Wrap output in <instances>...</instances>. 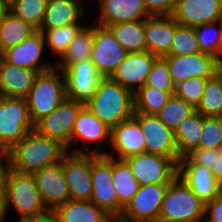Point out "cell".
Instances as JSON below:
<instances>
[{
    "label": "cell",
    "instance_id": "1",
    "mask_svg": "<svg viewBox=\"0 0 222 222\" xmlns=\"http://www.w3.org/2000/svg\"><path fill=\"white\" fill-rule=\"evenodd\" d=\"M67 153L59 140L30 131L10 150L9 167L16 172L33 174L44 166L58 163Z\"/></svg>",
    "mask_w": 222,
    "mask_h": 222
},
{
    "label": "cell",
    "instance_id": "2",
    "mask_svg": "<svg viewBox=\"0 0 222 222\" xmlns=\"http://www.w3.org/2000/svg\"><path fill=\"white\" fill-rule=\"evenodd\" d=\"M85 106L110 130L134 115V94L111 77H103Z\"/></svg>",
    "mask_w": 222,
    "mask_h": 222
},
{
    "label": "cell",
    "instance_id": "3",
    "mask_svg": "<svg viewBox=\"0 0 222 222\" xmlns=\"http://www.w3.org/2000/svg\"><path fill=\"white\" fill-rule=\"evenodd\" d=\"M11 206L19 214V220H32L49 212L42 202L34 175L6 166V214Z\"/></svg>",
    "mask_w": 222,
    "mask_h": 222
},
{
    "label": "cell",
    "instance_id": "4",
    "mask_svg": "<svg viewBox=\"0 0 222 222\" xmlns=\"http://www.w3.org/2000/svg\"><path fill=\"white\" fill-rule=\"evenodd\" d=\"M205 204L177 176L167 187L158 222H204Z\"/></svg>",
    "mask_w": 222,
    "mask_h": 222
},
{
    "label": "cell",
    "instance_id": "5",
    "mask_svg": "<svg viewBox=\"0 0 222 222\" xmlns=\"http://www.w3.org/2000/svg\"><path fill=\"white\" fill-rule=\"evenodd\" d=\"M60 72L54 68L39 73L25 98L34 124L54 111L66 98L65 77Z\"/></svg>",
    "mask_w": 222,
    "mask_h": 222
},
{
    "label": "cell",
    "instance_id": "6",
    "mask_svg": "<svg viewBox=\"0 0 222 222\" xmlns=\"http://www.w3.org/2000/svg\"><path fill=\"white\" fill-rule=\"evenodd\" d=\"M84 151L73 148L67 152L61 162L63 172L68 184L70 200L90 201L93 185L91 175V153L106 155L108 151Z\"/></svg>",
    "mask_w": 222,
    "mask_h": 222
},
{
    "label": "cell",
    "instance_id": "7",
    "mask_svg": "<svg viewBox=\"0 0 222 222\" xmlns=\"http://www.w3.org/2000/svg\"><path fill=\"white\" fill-rule=\"evenodd\" d=\"M34 123L25 98H0V138L11 150L30 131Z\"/></svg>",
    "mask_w": 222,
    "mask_h": 222
},
{
    "label": "cell",
    "instance_id": "8",
    "mask_svg": "<svg viewBox=\"0 0 222 222\" xmlns=\"http://www.w3.org/2000/svg\"><path fill=\"white\" fill-rule=\"evenodd\" d=\"M91 175L93 191L90 201L110 216H121L124 207L113 186L112 158L91 153Z\"/></svg>",
    "mask_w": 222,
    "mask_h": 222
},
{
    "label": "cell",
    "instance_id": "9",
    "mask_svg": "<svg viewBox=\"0 0 222 222\" xmlns=\"http://www.w3.org/2000/svg\"><path fill=\"white\" fill-rule=\"evenodd\" d=\"M123 161L140 185L170 184L178 175V158L145 152Z\"/></svg>",
    "mask_w": 222,
    "mask_h": 222
},
{
    "label": "cell",
    "instance_id": "10",
    "mask_svg": "<svg viewBox=\"0 0 222 222\" xmlns=\"http://www.w3.org/2000/svg\"><path fill=\"white\" fill-rule=\"evenodd\" d=\"M83 106L80 102L65 98L54 111L34 124V130L42 136L59 140L67 147L72 137L76 116Z\"/></svg>",
    "mask_w": 222,
    "mask_h": 222
},
{
    "label": "cell",
    "instance_id": "11",
    "mask_svg": "<svg viewBox=\"0 0 222 222\" xmlns=\"http://www.w3.org/2000/svg\"><path fill=\"white\" fill-rule=\"evenodd\" d=\"M95 25L93 26L94 45L90 61L103 77H111L128 52L117 42L107 27Z\"/></svg>",
    "mask_w": 222,
    "mask_h": 222
},
{
    "label": "cell",
    "instance_id": "12",
    "mask_svg": "<svg viewBox=\"0 0 222 222\" xmlns=\"http://www.w3.org/2000/svg\"><path fill=\"white\" fill-rule=\"evenodd\" d=\"M57 70L62 71L65 77L66 98L84 105L94 95L103 78L90 59Z\"/></svg>",
    "mask_w": 222,
    "mask_h": 222
},
{
    "label": "cell",
    "instance_id": "13",
    "mask_svg": "<svg viewBox=\"0 0 222 222\" xmlns=\"http://www.w3.org/2000/svg\"><path fill=\"white\" fill-rule=\"evenodd\" d=\"M133 119L144 134L147 153L178 158L175 133L157 115L134 113Z\"/></svg>",
    "mask_w": 222,
    "mask_h": 222
},
{
    "label": "cell",
    "instance_id": "14",
    "mask_svg": "<svg viewBox=\"0 0 222 222\" xmlns=\"http://www.w3.org/2000/svg\"><path fill=\"white\" fill-rule=\"evenodd\" d=\"M169 184L140 185L121 217L130 222H158L162 201Z\"/></svg>",
    "mask_w": 222,
    "mask_h": 222
},
{
    "label": "cell",
    "instance_id": "15",
    "mask_svg": "<svg viewBox=\"0 0 222 222\" xmlns=\"http://www.w3.org/2000/svg\"><path fill=\"white\" fill-rule=\"evenodd\" d=\"M162 58L167 62L175 86L191 77L211 78L220 69L218 59L204 52L186 56L166 55Z\"/></svg>",
    "mask_w": 222,
    "mask_h": 222
},
{
    "label": "cell",
    "instance_id": "16",
    "mask_svg": "<svg viewBox=\"0 0 222 222\" xmlns=\"http://www.w3.org/2000/svg\"><path fill=\"white\" fill-rule=\"evenodd\" d=\"M42 202L48 211H54L70 200L62 162L44 166L33 173Z\"/></svg>",
    "mask_w": 222,
    "mask_h": 222
},
{
    "label": "cell",
    "instance_id": "17",
    "mask_svg": "<svg viewBox=\"0 0 222 222\" xmlns=\"http://www.w3.org/2000/svg\"><path fill=\"white\" fill-rule=\"evenodd\" d=\"M45 47L43 33L36 30L24 39L22 43L5 50L2 54V59L15 66L43 73L55 68L51 63L45 64V62H43V64H41L40 58H42L41 56L44 53Z\"/></svg>",
    "mask_w": 222,
    "mask_h": 222
},
{
    "label": "cell",
    "instance_id": "18",
    "mask_svg": "<svg viewBox=\"0 0 222 222\" xmlns=\"http://www.w3.org/2000/svg\"><path fill=\"white\" fill-rule=\"evenodd\" d=\"M157 58L148 51L128 53L111 78L134 94L145 85Z\"/></svg>",
    "mask_w": 222,
    "mask_h": 222
},
{
    "label": "cell",
    "instance_id": "19",
    "mask_svg": "<svg viewBox=\"0 0 222 222\" xmlns=\"http://www.w3.org/2000/svg\"><path fill=\"white\" fill-rule=\"evenodd\" d=\"M172 17L182 26L195 27L222 20V0H176Z\"/></svg>",
    "mask_w": 222,
    "mask_h": 222
},
{
    "label": "cell",
    "instance_id": "20",
    "mask_svg": "<svg viewBox=\"0 0 222 222\" xmlns=\"http://www.w3.org/2000/svg\"><path fill=\"white\" fill-rule=\"evenodd\" d=\"M100 15L97 24H120L132 21H142L150 15L146 10L144 0H98Z\"/></svg>",
    "mask_w": 222,
    "mask_h": 222
},
{
    "label": "cell",
    "instance_id": "21",
    "mask_svg": "<svg viewBox=\"0 0 222 222\" xmlns=\"http://www.w3.org/2000/svg\"><path fill=\"white\" fill-rule=\"evenodd\" d=\"M180 24L172 16H149L145 19L146 51L164 57L169 54L176 28Z\"/></svg>",
    "mask_w": 222,
    "mask_h": 222
},
{
    "label": "cell",
    "instance_id": "22",
    "mask_svg": "<svg viewBox=\"0 0 222 222\" xmlns=\"http://www.w3.org/2000/svg\"><path fill=\"white\" fill-rule=\"evenodd\" d=\"M206 205L222 192V185L212 175V170L195 164H178L177 175Z\"/></svg>",
    "mask_w": 222,
    "mask_h": 222
},
{
    "label": "cell",
    "instance_id": "23",
    "mask_svg": "<svg viewBox=\"0 0 222 222\" xmlns=\"http://www.w3.org/2000/svg\"><path fill=\"white\" fill-rule=\"evenodd\" d=\"M110 143L117 153L118 160L146 152L144 134L133 118L111 130Z\"/></svg>",
    "mask_w": 222,
    "mask_h": 222
},
{
    "label": "cell",
    "instance_id": "24",
    "mask_svg": "<svg viewBox=\"0 0 222 222\" xmlns=\"http://www.w3.org/2000/svg\"><path fill=\"white\" fill-rule=\"evenodd\" d=\"M39 72L0 62V93L3 97L26 98Z\"/></svg>",
    "mask_w": 222,
    "mask_h": 222
},
{
    "label": "cell",
    "instance_id": "25",
    "mask_svg": "<svg viewBox=\"0 0 222 222\" xmlns=\"http://www.w3.org/2000/svg\"><path fill=\"white\" fill-rule=\"evenodd\" d=\"M84 6L81 0H48L38 30H52L71 23H81L80 20L85 15Z\"/></svg>",
    "mask_w": 222,
    "mask_h": 222
},
{
    "label": "cell",
    "instance_id": "26",
    "mask_svg": "<svg viewBox=\"0 0 222 222\" xmlns=\"http://www.w3.org/2000/svg\"><path fill=\"white\" fill-rule=\"evenodd\" d=\"M111 130L106 127L85 105L79 110L73 127L72 137L69 145L66 147L69 152L73 144L79 140L86 144L96 142L101 145L109 140ZM105 141V142H104Z\"/></svg>",
    "mask_w": 222,
    "mask_h": 222
},
{
    "label": "cell",
    "instance_id": "27",
    "mask_svg": "<svg viewBox=\"0 0 222 222\" xmlns=\"http://www.w3.org/2000/svg\"><path fill=\"white\" fill-rule=\"evenodd\" d=\"M60 222H105L108 215L91 201L68 200L54 211Z\"/></svg>",
    "mask_w": 222,
    "mask_h": 222
},
{
    "label": "cell",
    "instance_id": "28",
    "mask_svg": "<svg viewBox=\"0 0 222 222\" xmlns=\"http://www.w3.org/2000/svg\"><path fill=\"white\" fill-rule=\"evenodd\" d=\"M202 132V114L195 111L184 119L175 130V140L178 160L185 157L192 150L199 148Z\"/></svg>",
    "mask_w": 222,
    "mask_h": 222
},
{
    "label": "cell",
    "instance_id": "29",
    "mask_svg": "<svg viewBox=\"0 0 222 222\" xmlns=\"http://www.w3.org/2000/svg\"><path fill=\"white\" fill-rule=\"evenodd\" d=\"M112 158V180L119 203L125 208L137 193L140 184L123 160L114 158V154L107 153Z\"/></svg>",
    "mask_w": 222,
    "mask_h": 222
},
{
    "label": "cell",
    "instance_id": "30",
    "mask_svg": "<svg viewBox=\"0 0 222 222\" xmlns=\"http://www.w3.org/2000/svg\"><path fill=\"white\" fill-rule=\"evenodd\" d=\"M107 28L128 53L146 51L145 20L108 25Z\"/></svg>",
    "mask_w": 222,
    "mask_h": 222
},
{
    "label": "cell",
    "instance_id": "31",
    "mask_svg": "<svg viewBox=\"0 0 222 222\" xmlns=\"http://www.w3.org/2000/svg\"><path fill=\"white\" fill-rule=\"evenodd\" d=\"M36 31L30 24L20 18L15 17L8 10L3 15L0 22V50L14 47Z\"/></svg>",
    "mask_w": 222,
    "mask_h": 222
},
{
    "label": "cell",
    "instance_id": "32",
    "mask_svg": "<svg viewBox=\"0 0 222 222\" xmlns=\"http://www.w3.org/2000/svg\"><path fill=\"white\" fill-rule=\"evenodd\" d=\"M93 26H84L68 45L67 50L56 62V69H67L71 64L90 59L93 48Z\"/></svg>",
    "mask_w": 222,
    "mask_h": 222
},
{
    "label": "cell",
    "instance_id": "33",
    "mask_svg": "<svg viewBox=\"0 0 222 222\" xmlns=\"http://www.w3.org/2000/svg\"><path fill=\"white\" fill-rule=\"evenodd\" d=\"M196 111L203 116L222 117V67L207 79Z\"/></svg>",
    "mask_w": 222,
    "mask_h": 222
},
{
    "label": "cell",
    "instance_id": "34",
    "mask_svg": "<svg viewBox=\"0 0 222 222\" xmlns=\"http://www.w3.org/2000/svg\"><path fill=\"white\" fill-rule=\"evenodd\" d=\"M175 91H161L144 85L134 93V113L157 114Z\"/></svg>",
    "mask_w": 222,
    "mask_h": 222
},
{
    "label": "cell",
    "instance_id": "35",
    "mask_svg": "<svg viewBox=\"0 0 222 222\" xmlns=\"http://www.w3.org/2000/svg\"><path fill=\"white\" fill-rule=\"evenodd\" d=\"M195 32L200 51L221 61L222 20L195 26Z\"/></svg>",
    "mask_w": 222,
    "mask_h": 222
},
{
    "label": "cell",
    "instance_id": "36",
    "mask_svg": "<svg viewBox=\"0 0 222 222\" xmlns=\"http://www.w3.org/2000/svg\"><path fill=\"white\" fill-rule=\"evenodd\" d=\"M81 23H71L52 30H39L43 33L45 45L52 51V54L59 56L67 50L68 45L75 38L77 33L84 27Z\"/></svg>",
    "mask_w": 222,
    "mask_h": 222
},
{
    "label": "cell",
    "instance_id": "37",
    "mask_svg": "<svg viewBox=\"0 0 222 222\" xmlns=\"http://www.w3.org/2000/svg\"><path fill=\"white\" fill-rule=\"evenodd\" d=\"M195 111L194 106L173 94L156 115L169 129L175 132L179 124Z\"/></svg>",
    "mask_w": 222,
    "mask_h": 222
},
{
    "label": "cell",
    "instance_id": "38",
    "mask_svg": "<svg viewBox=\"0 0 222 222\" xmlns=\"http://www.w3.org/2000/svg\"><path fill=\"white\" fill-rule=\"evenodd\" d=\"M48 0H13L8 11L38 30L43 20Z\"/></svg>",
    "mask_w": 222,
    "mask_h": 222
},
{
    "label": "cell",
    "instance_id": "39",
    "mask_svg": "<svg viewBox=\"0 0 222 222\" xmlns=\"http://www.w3.org/2000/svg\"><path fill=\"white\" fill-rule=\"evenodd\" d=\"M200 51L195 27L179 25L176 28L168 55L186 56Z\"/></svg>",
    "mask_w": 222,
    "mask_h": 222
},
{
    "label": "cell",
    "instance_id": "40",
    "mask_svg": "<svg viewBox=\"0 0 222 222\" xmlns=\"http://www.w3.org/2000/svg\"><path fill=\"white\" fill-rule=\"evenodd\" d=\"M199 148L222 149V117L203 116Z\"/></svg>",
    "mask_w": 222,
    "mask_h": 222
},
{
    "label": "cell",
    "instance_id": "41",
    "mask_svg": "<svg viewBox=\"0 0 222 222\" xmlns=\"http://www.w3.org/2000/svg\"><path fill=\"white\" fill-rule=\"evenodd\" d=\"M206 81L207 79L201 77L188 78L175 86L174 94L196 108L203 95Z\"/></svg>",
    "mask_w": 222,
    "mask_h": 222
},
{
    "label": "cell",
    "instance_id": "42",
    "mask_svg": "<svg viewBox=\"0 0 222 222\" xmlns=\"http://www.w3.org/2000/svg\"><path fill=\"white\" fill-rule=\"evenodd\" d=\"M145 85L161 91H175L167 62L162 57H158L153 63Z\"/></svg>",
    "mask_w": 222,
    "mask_h": 222
},
{
    "label": "cell",
    "instance_id": "43",
    "mask_svg": "<svg viewBox=\"0 0 222 222\" xmlns=\"http://www.w3.org/2000/svg\"><path fill=\"white\" fill-rule=\"evenodd\" d=\"M220 150L218 149H202L197 148L192 150L185 157L178 161V164H195L204 166L212 170L216 158H218Z\"/></svg>",
    "mask_w": 222,
    "mask_h": 222
},
{
    "label": "cell",
    "instance_id": "44",
    "mask_svg": "<svg viewBox=\"0 0 222 222\" xmlns=\"http://www.w3.org/2000/svg\"><path fill=\"white\" fill-rule=\"evenodd\" d=\"M144 4L150 16H172L176 0H144Z\"/></svg>",
    "mask_w": 222,
    "mask_h": 222
},
{
    "label": "cell",
    "instance_id": "45",
    "mask_svg": "<svg viewBox=\"0 0 222 222\" xmlns=\"http://www.w3.org/2000/svg\"><path fill=\"white\" fill-rule=\"evenodd\" d=\"M204 222H222V192L205 205Z\"/></svg>",
    "mask_w": 222,
    "mask_h": 222
},
{
    "label": "cell",
    "instance_id": "46",
    "mask_svg": "<svg viewBox=\"0 0 222 222\" xmlns=\"http://www.w3.org/2000/svg\"><path fill=\"white\" fill-rule=\"evenodd\" d=\"M6 215V166H0V217Z\"/></svg>",
    "mask_w": 222,
    "mask_h": 222
},
{
    "label": "cell",
    "instance_id": "47",
    "mask_svg": "<svg viewBox=\"0 0 222 222\" xmlns=\"http://www.w3.org/2000/svg\"><path fill=\"white\" fill-rule=\"evenodd\" d=\"M212 175L222 185V149L212 168Z\"/></svg>",
    "mask_w": 222,
    "mask_h": 222
},
{
    "label": "cell",
    "instance_id": "48",
    "mask_svg": "<svg viewBox=\"0 0 222 222\" xmlns=\"http://www.w3.org/2000/svg\"><path fill=\"white\" fill-rule=\"evenodd\" d=\"M4 163H6L4 165ZM10 149L0 138V166H9Z\"/></svg>",
    "mask_w": 222,
    "mask_h": 222
},
{
    "label": "cell",
    "instance_id": "49",
    "mask_svg": "<svg viewBox=\"0 0 222 222\" xmlns=\"http://www.w3.org/2000/svg\"><path fill=\"white\" fill-rule=\"evenodd\" d=\"M30 222H60L59 218L55 215L53 211H49L44 215H40L35 219L29 220Z\"/></svg>",
    "mask_w": 222,
    "mask_h": 222
},
{
    "label": "cell",
    "instance_id": "50",
    "mask_svg": "<svg viewBox=\"0 0 222 222\" xmlns=\"http://www.w3.org/2000/svg\"><path fill=\"white\" fill-rule=\"evenodd\" d=\"M105 222H130L121 216H110Z\"/></svg>",
    "mask_w": 222,
    "mask_h": 222
},
{
    "label": "cell",
    "instance_id": "51",
    "mask_svg": "<svg viewBox=\"0 0 222 222\" xmlns=\"http://www.w3.org/2000/svg\"><path fill=\"white\" fill-rule=\"evenodd\" d=\"M7 10H8V5H6L3 2H0V22L2 20L3 15L6 13Z\"/></svg>",
    "mask_w": 222,
    "mask_h": 222
},
{
    "label": "cell",
    "instance_id": "52",
    "mask_svg": "<svg viewBox=\"0 0 222 222\" xmlns=\"http://www.w3.org/2000/svg\"><path fill=\"white\" fill-rule=\"evenodd\" d=\"M13 0H0V2L5 3L6 5H9Z\"/></svg>",
    "mask_w": 222,
    "mask_h": 222
},
{
    "label": "cell",
    "instance_id": "53",
    "mask_svg": "<svg viewBox=\"0 0 222 222\" xmlns=\"http://www.w3.org/2000/svg\"><path fill=\"white\" fill-rule=\"evenodd\" d=\"M220 67H222V51H221V61H219Z\"/></svg>",
    "mask_w": 222,
    "mask_h": 222
},
{
    "label": "cell",
    "instance_id": "54",
    "mask_svg": "<svg viewBox=\"0 0 222 222\" xmlns=\"http://www.w3.org/2000/svg\"><path fill=\"white\" fill-rule=\"evenodd\" d=\"M6 220L4 219V217H0V222H5Z\"/></svg>",
    "mask_w": 222,
    "mask_h": 222
},
{
    "label": "cell",
    "instance_id": "55",
    "mask_svg": "<svg viewBox=\"0 0 222 222\" xmlns=\"http://www.w3.org/2000/svg\"><path fill=\"white\" fill-rule=\"evenodd\" d=\"M17 222H30L29 220H18Z\"/></svg>",
    "mask_w": 222,
    "mask_h": 222
},
{
    "label": "cell",
    "instance_id": "56",
    "mask_svg": "<svg viewBox=\"0 0 222 222\" xmlns=\"http://www.w3.org/2000/svg\"><path fill=\"white\" fill-rule=\"evenodd\" d=\"M2 52H1V50H0V62H1V60H2Z\"/></svg>",
    "mask_w": 222,
    "mask_h": 222
}]
</instances>
